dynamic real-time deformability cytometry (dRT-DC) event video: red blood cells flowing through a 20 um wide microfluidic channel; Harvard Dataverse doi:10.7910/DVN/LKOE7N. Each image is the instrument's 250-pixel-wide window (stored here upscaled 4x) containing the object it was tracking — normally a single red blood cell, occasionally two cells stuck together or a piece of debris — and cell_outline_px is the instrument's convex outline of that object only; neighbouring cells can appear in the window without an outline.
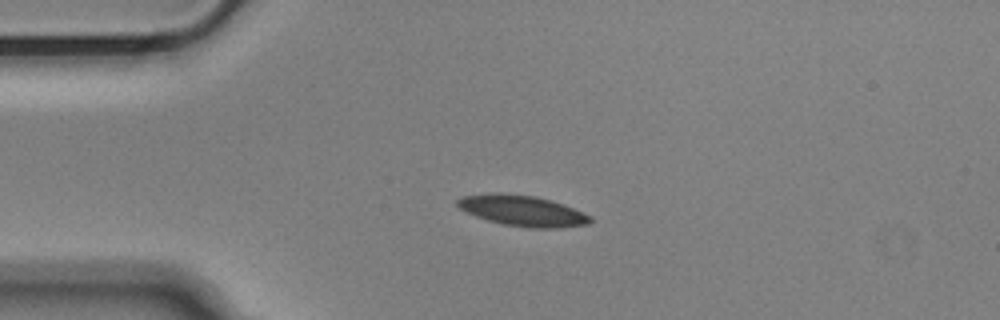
{"species": "Egyptian fruit bat (a non-hibernating species)", "species_latin": "Rousettus aegyptiacus", "temperature_condition": "cold", "stored_images_in_passage": 43, "camera_frame_rate_fps": 3000, "um_per_image_px": 0.085, "animal": {"sex": "male"}, "frame": {"image": 1, "passage_image": 1, "time_ms": 0.0, "image_size_px": [1000, 320], "cell_outline_px": [[592, 220], [588, 224], [560, 228], [528, 228], [504, 224], [488, 220], [476, 216], [460, 208], [456, 204], [456, 200], [464, 196], [500, 192], [532, 196], [552, 200], [564, 204], [592, 216]], "centroid_in_image_um": [44.45, 17.91], "position_along_channel_um": 40.6, "area_um2": 23.7}}
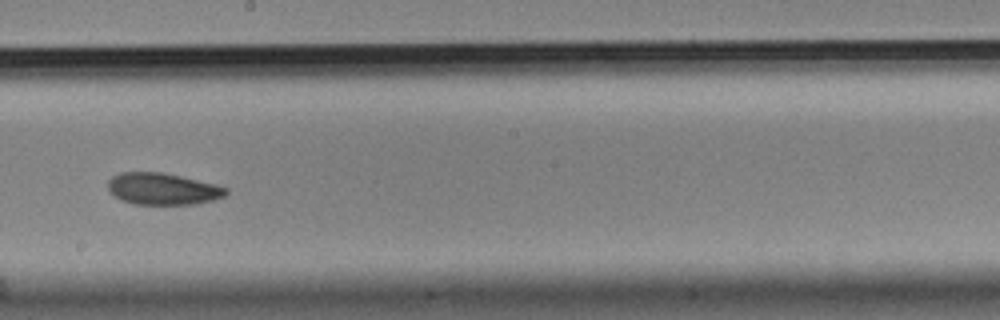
{"frame": {"image": 2, "passage_image": 19, "time_ms": 6.0, "image_size_px": [1000, 320], "cell_outline_px": [[228, 192], [224, 196], [216, 200], [196, 204], [132, 204], [120, 200], [108, 192], [108, 180], [112, 176], [120, 172], [160, 172], [180, 176], [216, 184], [228, 188]], "centroid_in_image_um": [13.81, 16.06], "position_along_channel_um": 234.4, "area_um2": 22.08}}
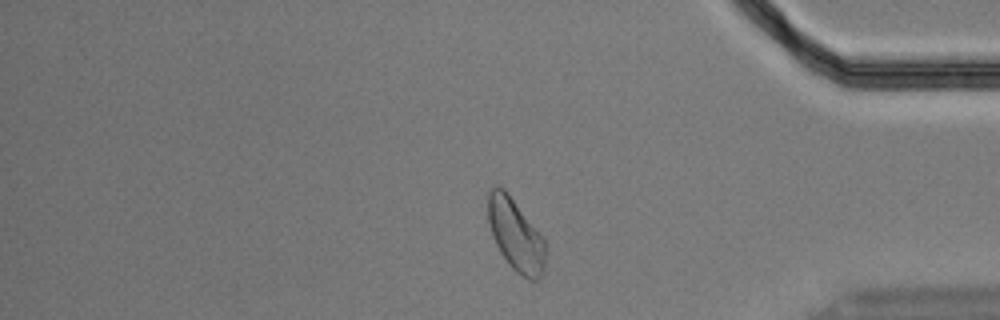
{"frame": {"image": 3, "passage_image": 34, "time_ms": 11.0, "image_size_px": [1000, 320], "cell_outline_px": [[548, 244], [544, 272], [536, 280], [528, 280], [516, 272], [508, 264], [500, 252], [492, 236], [488, 220], [488, 192], [492, 188], [504, 188], [508, 192], [544, 236]], "centroid_in_image_um": [43.89, 20.0], "position_along_channel_um": 391.3, "area_um2": 24.74}, "authors_computed_cell_mechanics": {"area_um2": 23.12, "velocity_mm_per_s": 3.6213, "shape_relaxation_time_tau1_ms": 3.9408, "shape_relaxation_time_tau2_ms": 6.6054, "deformation_change_tau1": 0.1015, "deformation_change_tau2": 0.1129}}